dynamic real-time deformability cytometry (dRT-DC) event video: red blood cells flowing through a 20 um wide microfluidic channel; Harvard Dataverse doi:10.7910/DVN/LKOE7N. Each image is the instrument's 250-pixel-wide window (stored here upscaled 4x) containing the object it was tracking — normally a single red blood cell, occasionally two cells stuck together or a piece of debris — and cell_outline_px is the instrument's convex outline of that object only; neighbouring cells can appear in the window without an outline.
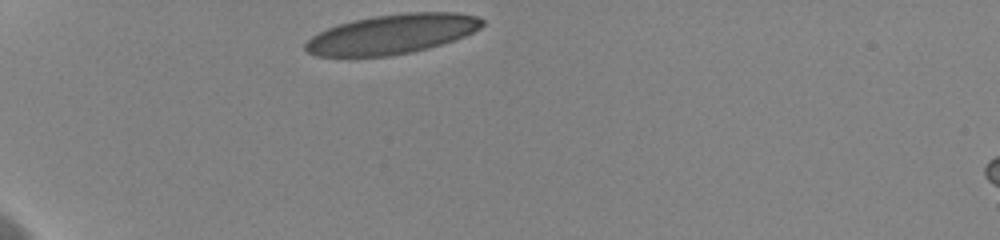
{"species": "human", "species_latin": "Homo sapiens", "temperature_condition": "cold", "stored_images_in_passage": 33, "camera_frame_rate_fps": 3000, "um_per_image_px": 0.085, "donor": {"sex": "female"}, "frame": {"image": 1, "passage_image": 1, "time_ms": 0.0, "image_size_px": [1000, 240], "cell_outline_px": [[484, 24], [480, 28], [464, 36], [428, 48], [412, 52], [388, 56], [316, 56], [308, 52], [304, 48], [304, 44], [312, 36], [328, 28], [352, 20], [376, 16], [408, 12], [456, 12], [476, 16], [484, 20]], "centroid_in_image_um": [33.32, 2.89], "position_along_channel_um": 51.7, "area_um2": 40.46}}
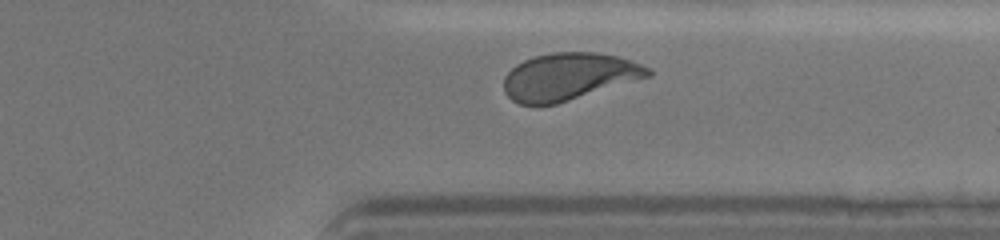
{"frame": {"image": 2, "passage_image": 30, "time_ms": 9.667, "image_size_px": [1000, 240], "cell_outline_px": [[652, 76], [556, 104], [520, 104], [512, 100], [504, 92], [504, 76], [516, 64], [532, 56], [552, 52], [596, 52], [616, 56], [632, 60], [652, 68]], "centroid_in_image_um": [48.38, 6.49], "position_along_channel_um": 363.0, "area_um2": 39.82}}
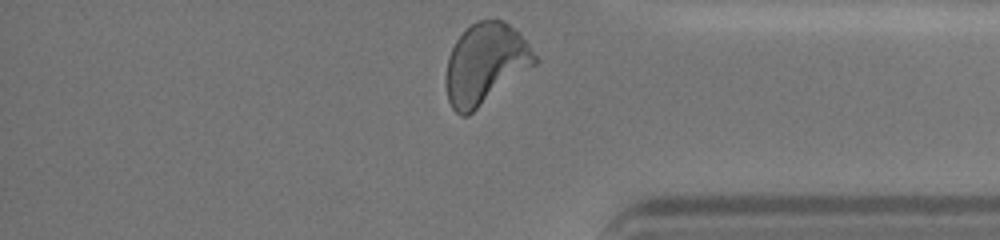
{"frame": {"image": 3, "passage_image": 33, "time_ms": 10.667, "image_size_px": [1000, 240], "cell_outline_px": [[540, 60], [536, 64], [468, 116], [460, 116], [452, 108], [448, 100], [448, 56], [456, 40], [476, 20], [504, 20], [528, 44]], "centroid_in_image_um": [41.28, 5.44], "position_along_channel_um": 393.9, "area_um2": 40.98}, "authors_computed_cell_mechanics": {"area_um2": 40.46, "velocity_mm_per_s": 3.5908, "shape_relaxation_time_tau1_ms": 5.4103, "shape_relaxation_time_tau2_ms": 0.8428, "deformation_change_tau1": 0.1945, "deformation_change_tau2": 0.0614}}